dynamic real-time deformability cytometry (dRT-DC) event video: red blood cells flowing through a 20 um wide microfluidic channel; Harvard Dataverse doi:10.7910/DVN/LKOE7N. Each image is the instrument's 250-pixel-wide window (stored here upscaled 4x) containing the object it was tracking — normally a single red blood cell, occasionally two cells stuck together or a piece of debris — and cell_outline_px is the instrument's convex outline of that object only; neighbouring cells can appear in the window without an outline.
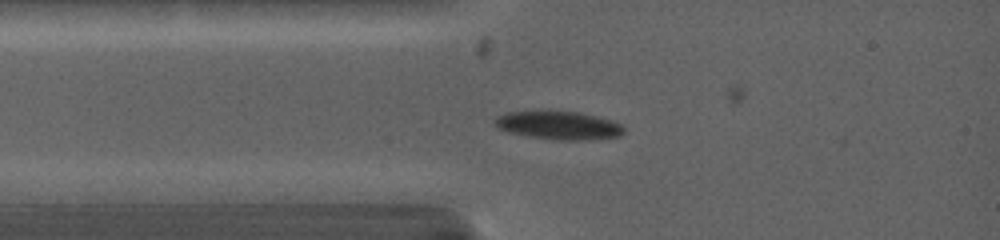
{"species": "common noctule bat (a hibernating species)", "species_latin": "Nyctalus noctula", "temperature_condition": "warm", "stored_images_in_passage": 6, "camera_frame_rate_fps": 5000, "um_per_image_px": 0.085, "animal": {"sex": "female", "body_mass_g": 19.0, "forearm_length_mm": 53.3}, "frame": {"image": 1, "passage_image": 1, "time_ms": 0.0, "image_size_px": [1000, 240], "cell_outline_px": [[624, 132], [620, 136], [588, 140], [556, 140], [508, 132], [496, 128], [492, 120], [496, 116], [508, 112], [576, 112], [596, 116], [612, 120], [620, 124], [624, 128]], "centroid_in_image_um": [47.47, 10.67], "position_along_channel_um": 37.5, "area_um2": 21.04}}
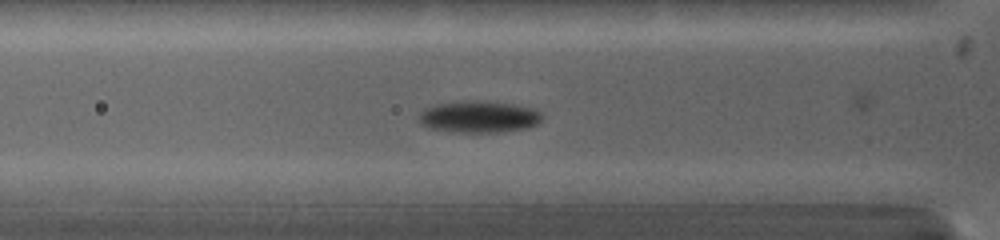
{"frame": {"image": 2, "passage_image": 4, "time_ms": 1.2, "image_size_px": [1000, 240], "cell_outline_px": [[544, 116], [536, 124], [524, 128], [496, 132], [452, 132], [428, 128], [420, 124], [420, 112], [424, 108], [432, 104], [464, 100], [476, 100], [512, 104], [532, 108], [540, 112]], "centroid_in_image_um": [40.64, 9.91], "position_along_channel_um": 85.2, "area_um2": 22.89}}